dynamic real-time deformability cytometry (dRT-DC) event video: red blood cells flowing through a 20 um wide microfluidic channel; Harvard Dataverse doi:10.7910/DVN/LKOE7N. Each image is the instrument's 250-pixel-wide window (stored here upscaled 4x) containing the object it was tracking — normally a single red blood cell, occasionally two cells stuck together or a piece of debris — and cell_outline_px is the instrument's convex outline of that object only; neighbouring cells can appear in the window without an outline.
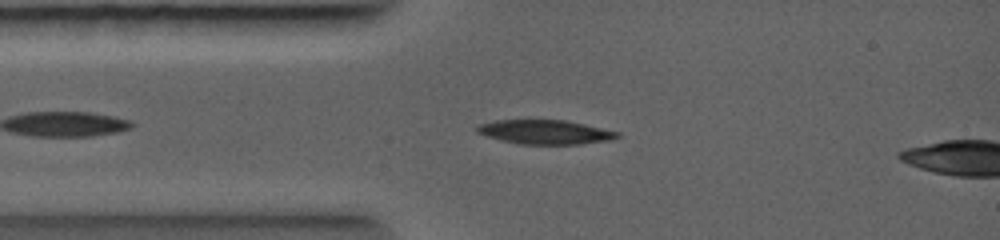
{"species": "common noctule bat (a hibernating species)", "species_latin": "Nyctalus noctula", "temperature_condition": "warm", "stored_images_in_passage": 5, "camera_frame_rate_fps": 5000, "um_per_image_px": 0.085, "animal": {"sex": "female", "body_mass_g": 19.0, "forearm_length_mm": 56.7}, "frame": {"image": 1, "passage_image": 3, "time_ms": 0.8, "image_size_px": [1000, 240], "cell_outline_px": [[616, 136], [600, 140], [576, 144], [524, 144], [504, 140], [480, 132], [476, 128], [484, 124], [500, 120], [528, 116], [564, 120], [616, 132]], "centroid_in_image_um": [46.23, 11.16], "position_along_channel_um": 38.8, "area_um2": 19.25}}